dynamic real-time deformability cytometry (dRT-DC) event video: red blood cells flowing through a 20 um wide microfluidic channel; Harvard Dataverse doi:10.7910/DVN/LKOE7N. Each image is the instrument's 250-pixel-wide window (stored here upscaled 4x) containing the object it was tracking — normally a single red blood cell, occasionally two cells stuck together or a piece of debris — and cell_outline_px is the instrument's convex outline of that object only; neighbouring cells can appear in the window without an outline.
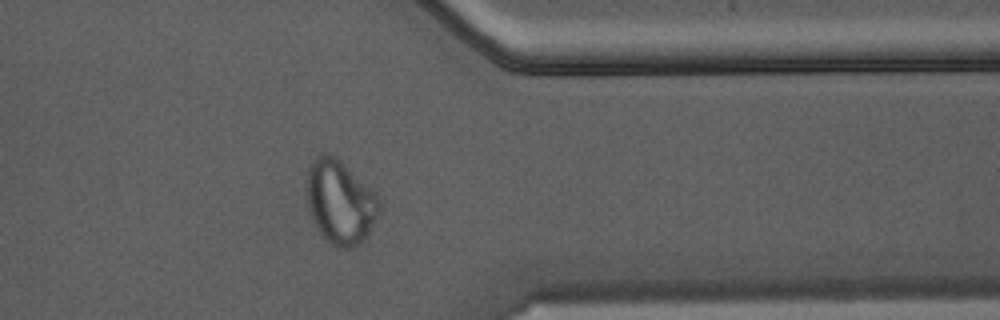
{"species": "Egyptian fruit bat (a non-hibernating species)", "species_latin": "Rousettus aegyptiacus", "temperature_condition": "warm", "stored_images_in_passage": 32, "camera_frame_rate_fps": 3000, "um_per_image_px": 0.085, "animal": {"sex": "male"}, "frame": {"image": 1, "passage_image": 23, "time_ms": 7.333, "image_size_px": [1000, 320], "cell_outline_px": [[384, 204], [368, 236], [360, 244], [352, 248], [336, 248], [324, 240], [316, 228], [312, 220], [308, 208], [308, 168], [312, 160], [324, 152], [332, 152], [376, 192]], "centroid_in_image_um": [28.96, 17.19], "position_along_channel_um": 382.4, "area_um2": 36.36}}